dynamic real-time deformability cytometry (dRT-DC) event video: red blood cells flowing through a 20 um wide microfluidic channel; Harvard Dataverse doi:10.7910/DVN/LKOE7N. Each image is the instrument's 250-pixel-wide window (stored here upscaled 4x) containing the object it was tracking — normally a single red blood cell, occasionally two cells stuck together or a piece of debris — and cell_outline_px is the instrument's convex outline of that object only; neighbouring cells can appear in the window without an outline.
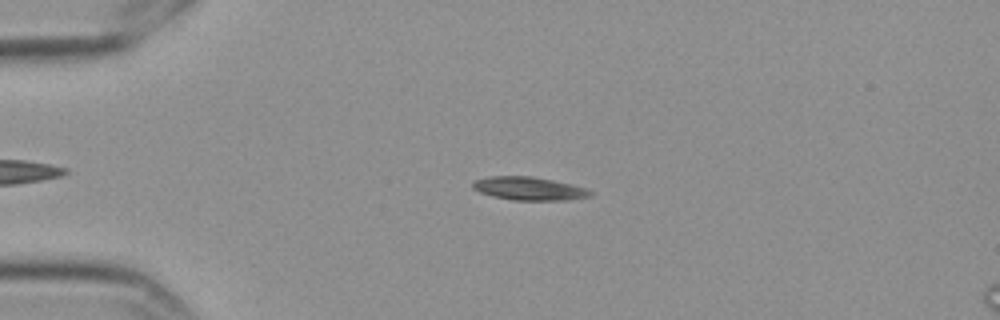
{"species": "Egyptian fruit bat (a non-hibernating species)", "species_latin": "Rousettus aegyptiacus", "temperature_condition": "cold", "stored_images_in_passage": 5, "camera_frame_rate_fps": 3000, "um_per_image_px": 0.085, "frame": {"image": 1, "passage_image": 4, "time_ms": 1.0, "image_size_px": [1000, 320], "cell_outline_px": [[592, 196], [568, 200], [512, 200], [492, 196], [480, 192], [472, 188], [472, 184], [476, 180], [488, 176], [532, 176], [572, 184], [584, 188], [592, 192]], "centroid_in_image_um": [44.96, 16.03], "position_along_channel_um": 40.0, "area_um2": 15.9}}